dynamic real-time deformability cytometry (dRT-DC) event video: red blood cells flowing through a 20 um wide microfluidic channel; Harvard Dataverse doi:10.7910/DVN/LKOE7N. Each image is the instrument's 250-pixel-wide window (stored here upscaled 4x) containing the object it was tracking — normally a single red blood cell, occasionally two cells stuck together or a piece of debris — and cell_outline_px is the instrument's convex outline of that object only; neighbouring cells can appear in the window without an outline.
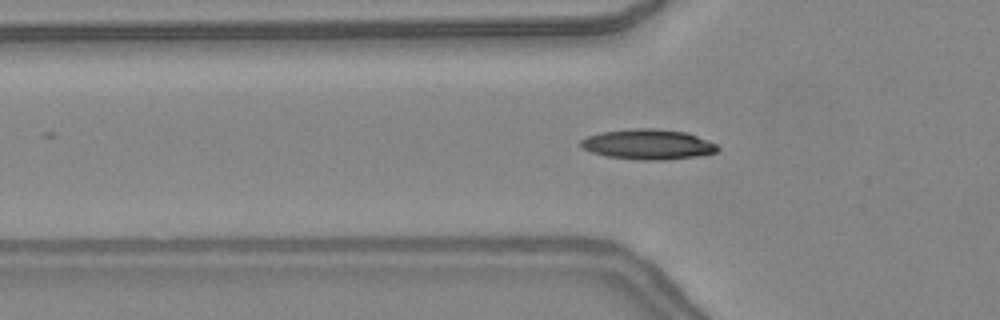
{"species": "common noctule bat (a hibernating species)", "species_latin": "Nyctalus noctula", "temperature_condition": "warm", "stored_images_in_passage": 47, "segment_of_instrument_passage": [1, 2], "camera_frame_rate_fps": 3000, "um_per_image_px": 0.085, "animal": {"sex": "female", "body_mass_g": 24.6, "forearm_length_mm": 56.2}, "frame": {"image": 1, "passage_image": 15, "time_ms": 4.667, "image_size_px": [1000, 320], "cell_outline_px": [[720, 148], [716, 152], [696, 156], [664, 160], [640, 160], [608, 156], [592, 152], [580, 148], [580, 140], [588, 136], [600, 132], [632, 128], [656, 128], [688, 132], [716, 144]], "centroid_in_image_um": [55.06, 12.26], "position_along_channel_um": 70.7, "area_um2": 24.16}}
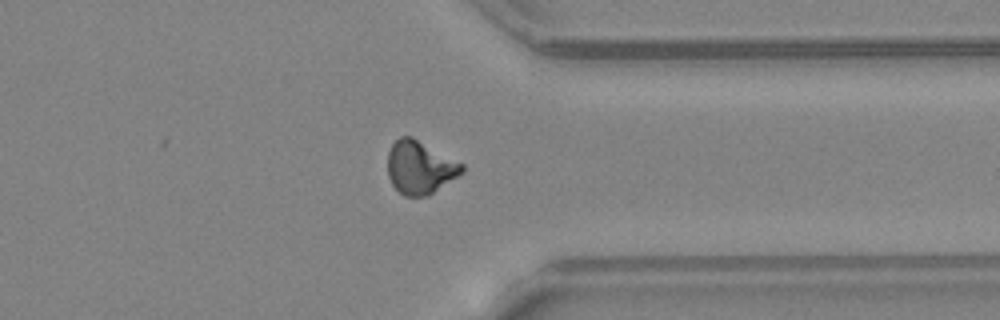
{"frame": {"image": 2, "passage_image": 36, "time_ms": 11.667, "image_size_px": [1000, 320], "cell_outline_px": [[464, 172], [428, 196], [404, 196], [392, 184], [388, 176], [388, 152], [392, 144], [400, 136], [412, 136], [464, 164]], "centroid_in_image_um": [35.7, 14.22], "position_along_channel_um": 375.7, "area_um2": 23.0}}
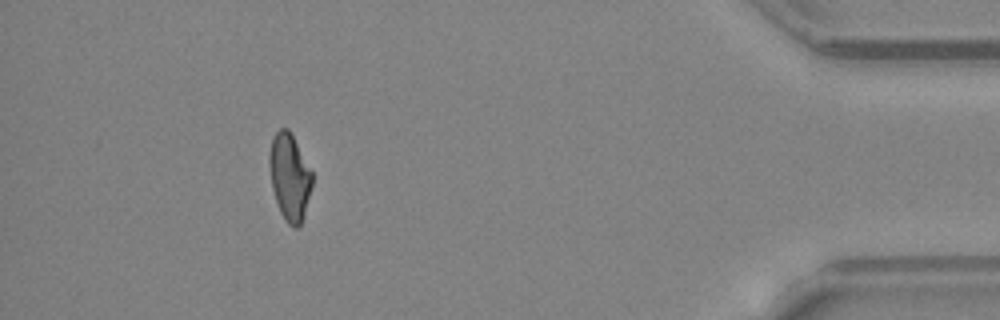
{"frame": {"image": 3, "passage_image": 42, "time_ms": 13.667, "image_size_px": [1000, 320], "cell_outline_px": [[312, 184], [300, 228], [292, 228], [284, 220], [276, 204], [272, 188], [268, 164], [268, 156], [272, 136], [280, 128], [288, 128], [312, 172]], "centroid_in_image_um": [24.58, 15.07], "position_along_channel_um": 410.6, "area_um2": 21.73}}